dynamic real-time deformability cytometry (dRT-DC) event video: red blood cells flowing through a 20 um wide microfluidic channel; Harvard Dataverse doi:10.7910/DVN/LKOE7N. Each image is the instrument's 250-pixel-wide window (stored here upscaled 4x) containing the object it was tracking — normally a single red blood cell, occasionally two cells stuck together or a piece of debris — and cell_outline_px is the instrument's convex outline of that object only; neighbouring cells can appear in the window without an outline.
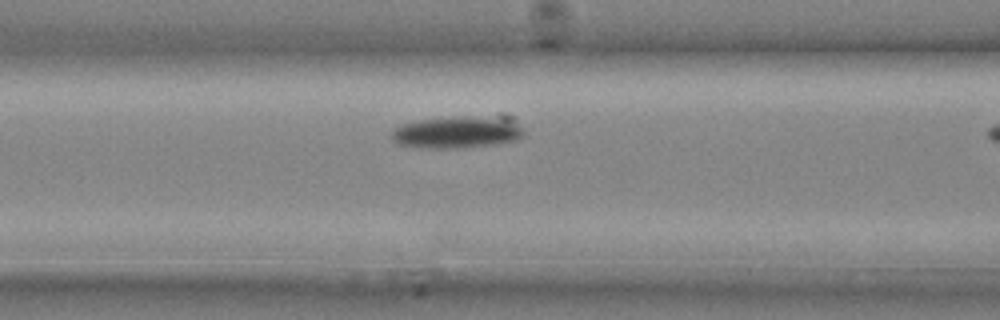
{"species": "common noctule bat (a hibernating species)", "species_latin": "Nyctalus noctula", "temperature_condition": "cold", "stored_images_in_passage": 7, "camera_frame_rate_fps": 3000, "um_per_image_px": 0.085, "animal": {"sex": "male", "body_mass_g": 20.4}, "frame": {"image": 1, "passage_image": 6, "time_ms": 1.667, "image_size_px": [1000, 320], "cell_outline_px": [[524, 136], [516, 140], [496, 144], [464, 148], [420, 148], [400, 144], [392, 140], [392, 132], [400, 124], [420, 120], [500, 112], [504, 112], [516, 116], [524, 128]], "centroid_in_image_um": [39.1, 11.16], "position_along_channel_um": 127.5, "area_um2": 26.36}}